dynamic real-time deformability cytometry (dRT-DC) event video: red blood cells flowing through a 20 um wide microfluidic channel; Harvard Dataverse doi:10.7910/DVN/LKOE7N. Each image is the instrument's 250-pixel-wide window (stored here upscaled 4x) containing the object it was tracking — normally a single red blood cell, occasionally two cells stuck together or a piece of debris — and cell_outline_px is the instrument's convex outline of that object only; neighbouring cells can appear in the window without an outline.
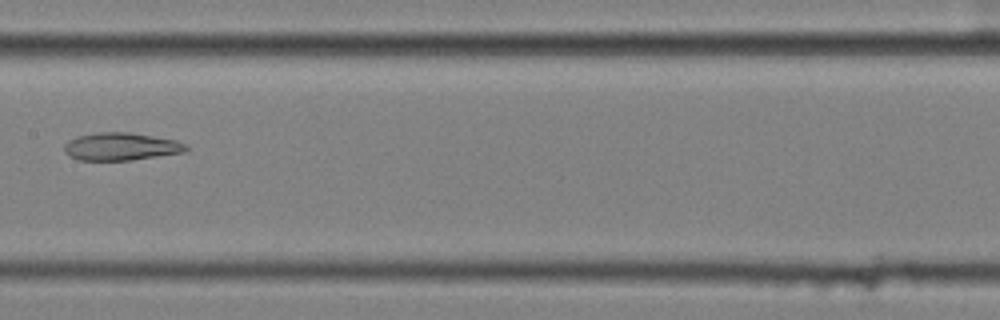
{"species": "common noctule bat (a hibernating species)", "species_latin": "Nyctalus noctula", "temperature_condition": "cold", "stored_images_in_passage": 11, "camera_frame_rate_fps": 3000, "um_per_image_px": 0.085, "animal": {"sex": "female", "body_mass_g": 25.1}, "frame": {"image": 1, "passage_image": 8, "time_ms": 2.333, "image_size_px": [1000, 320], "cell_outline_px": [[192, 148], [184, 152], [132, 160], [80, 160], [68, 156], [64, 152], [64, 144], [68, 140], [76, 136], [96, 132], [128, 132], [176, 140], [188, 144]], "centroid_in_image_um": [10.29, 12.45], "position_along_channel_um": 197.1, "area_um2": 19.88}}